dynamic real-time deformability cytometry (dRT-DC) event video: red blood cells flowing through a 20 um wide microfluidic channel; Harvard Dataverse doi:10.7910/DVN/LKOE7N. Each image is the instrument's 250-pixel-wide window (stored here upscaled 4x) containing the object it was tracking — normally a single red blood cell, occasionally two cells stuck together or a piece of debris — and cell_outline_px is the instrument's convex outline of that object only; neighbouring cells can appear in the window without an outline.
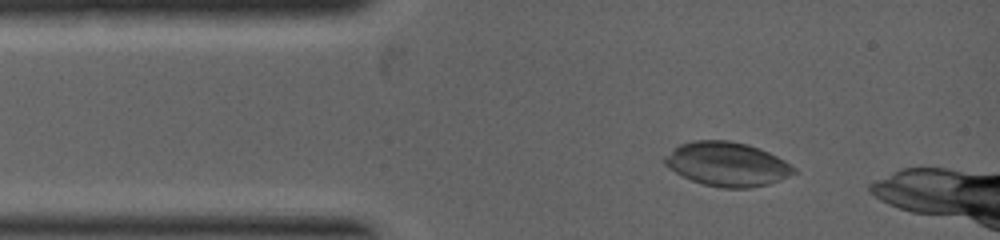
{"species": "common noctule bat (a hibernating species)", "species_latin": "Nyctalus noctula", "temperature_condition": "warm", "stored_images_in_passage": 6, "camera_frame_rate_fps": 5000, "um_per_image_px": 0.085, "animal": {"sex": "female", "body_mass_g": 19.0, "forearm_length_mm": 53.3}, "frame": {"image": 1, "passage_image": 1, "time_ms": 0.0, "image_size_px": [1000, 240], "cell_outline_px": [[796, 172], [780, 180], [768, 184], [752, 188], [720, 188], [704, 184], [692, 180], [668, 168], [664, 164], [664, 156], [672, 148], [680, 144], [696, 140], [728, 140], [744, 144], [768, 152], [784, 160]], "centroid_in_image_um": [61.75, 13.95], "position_along_channel_um": 23.2, "area_um2": 32.83}}
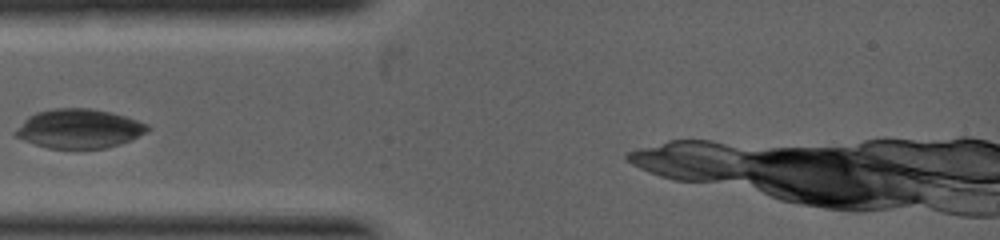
{"frame": {"image": 2, "passage_image": 5, "time_ms": 1.2, "image_size_px": [1000, 240], "cell_outline_px": [[152, 128], [148, 132], [120, 144], [104, 148], [48, 148], [24, 140], [16, 136], [12, 132], [28, 116], [36, 112], [52, 108], [92, 108], [124, 116], [148, 124]], "centroid_in_image_um": [6.71, 10.93], "position_along_channel_um": 78.3, "area_um2": 30.06}}